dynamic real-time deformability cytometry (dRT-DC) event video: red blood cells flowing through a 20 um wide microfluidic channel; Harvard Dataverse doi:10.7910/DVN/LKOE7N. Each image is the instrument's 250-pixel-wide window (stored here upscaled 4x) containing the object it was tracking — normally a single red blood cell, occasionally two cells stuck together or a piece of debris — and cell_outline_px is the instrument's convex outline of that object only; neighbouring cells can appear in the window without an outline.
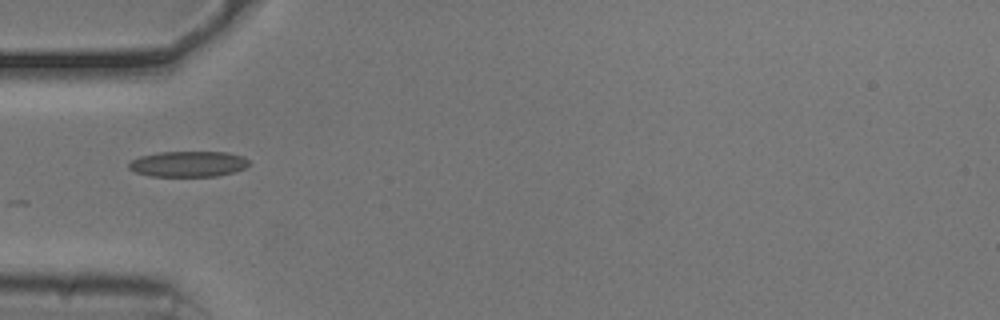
{"species": "common noctule bat (a hibernating species)", "species_latin": "Nyctalus noctula", "temperature_condition": "cold", "stored_images_in_passage": 7, "camera_frame_rate_fps": 3000, "um_per_image_px": 0.085, "animal": {"sex": "male", "body_mass_g": 20.5, "forearm_length_mm": 52.5}, "frame": {"image": 1, "passage_image": 1, "time_ms": 0.0, "image_size_px": [1000, 320], "cell_outline_px": [[252, 164], [236, 172], [216, 176], [152, 176], [136, 172], [128, 168], [128, 164], [132, 160], [140, 156], [160, 152], [228, 152], [244, 156]], "centroid_in_image_um": [16.05, 13.93], "position_along_channel_um": 68.9, "area_um2": 18.09}}
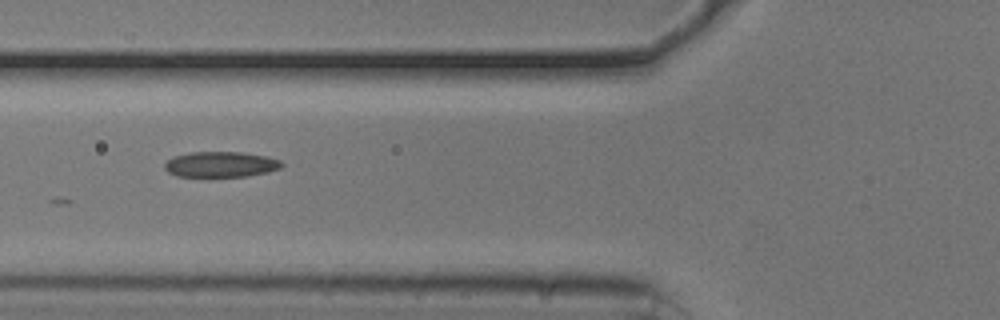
{"frame": {"image": 2, "passage_image": 4, "time_ms": 1.0, "image_size_px": [1000, 320], "cell_outline_px": [[284, 164], [280, 168], [268, 172], [248, 176], [176, 176], [168, 172], [164, 168], [164, 164], [172, 156], [192, 152], [240, 152], [268, 156], [280, 160]], "centroid_in_image_um": [18.77, 13.96], "position_along_channel_um": 107.0, "area_um2": 17.46}}
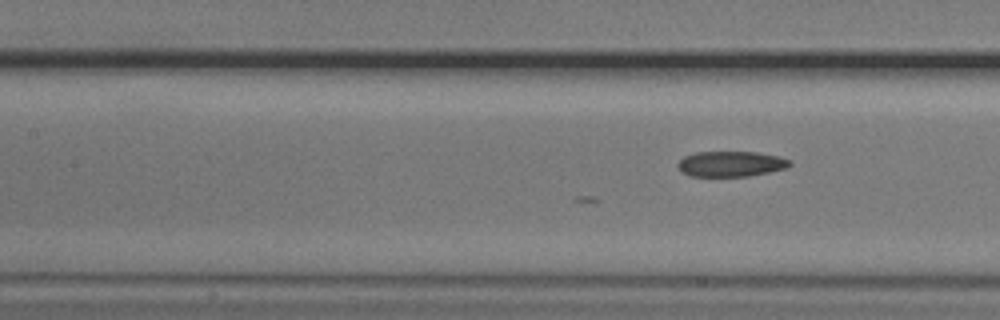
{"frame": {"image": 3, "passage_image": 7, "time_ms": 2.0, "image_size_px": [1000, 320], "cell_outline_px": [[792, 164], [788, 168], [748, 176], [688, 176], [680, 172], [676, 164], [684, 156], [696, 152], [756, 152], [780, 156], [792, 160]], "centroid_in_image_um": [62.13, 13.93], "position_along_channel_um": 145.3, "area_um2": 16.82}}